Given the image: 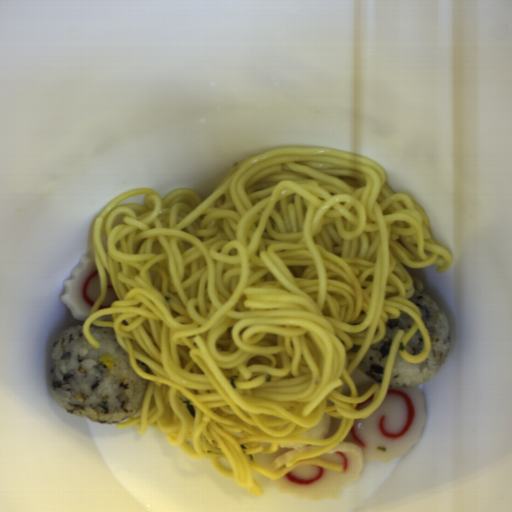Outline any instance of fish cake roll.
<instances>
[{
  "mask_svg": "<svg viewBox=\"0 0 512 512\" xmlns=\"http://www.w3.org/2000/svg\"><path fill=\"white\" fill-rule=\"evenodd\" d=\"M427 417L423 390L387 389L372 414L356 419L337 446L316 457L342 464L341 471L303 464L294 465L280 479L267 478L280 492L295 499L317 503L340 500L343 490L361 479L365 462L390 463L406 455L420 440Z\"/></svg>",
  "mask_w": 512,
  "mask_h": 512,
  "instance_id": "fish-cake-roll-1",
  "label": "fish cake roll"
},
{
  "mask_svg": "<svg viewBox=\"0 0 512 512\" xmlns=\"http://www.w3.org/2000/svg\"><path fill=\"white\" fill-rule=\"evenodd\" d=\"M342 422H343V420L341 418L331 417L330 424H329L331 434L337 433V431L340 429V427L342 425Z\"/></svg>",
  "mask_w": 512,
  "mask_h": 512,
  "instance_id": "fish-cake-roll-5",
  "label": "fish cake roll"
},
{
  "mask_svg": "<svg viewBox=\"0 0 512 512\" xmlns=\"http://www.w3.org/2000/svg\"><path fill=\"white\" fill-rule=\"evenodd\" d=\"M118 297L115 293V290H114V286H113V282H112V279H111V275L110 273L107 272V291H106V296L105 298L103 299V301L101 302V304L99 305V310L101 309H104V308H111V304L114 302V301H118Z\"/></svg>",
  "mask_w": 512,
  "mask_h": 512,
  "instance_id": "fish-cake-roll-4",
  "label": "fish cake roll"
},
{
  "mask_svg": "<svg viewBox=\"0 0 512 512\" xmlns=\"http://www.w3.org/2000/svg\"><path fill=\"white\" fill-rule=\"evenodd\" d=\"M374 397L375 395H371L368 399H366L365 401L359 403L358 405H356L355 407V410H358V411H362L364 410L365 408H367L368 406H370L374 400Z\"/></svg>",
  "mask_w": 512,
  "mask_h": 512,
  "instance_id": "fish-cake-roll-6",
  "label": "fish cake roll"
},
{
  "mask_svg": "<svg viewBox=\"0 0 512 512\" xmlns=\"http://www.w3.org/2000/svg\"><path fill=\"white\" fill-rule=\"evenodd\" d=\"M321 446H307L302 448H296L291 449L285 453H282L278 455L276 458H274L269 464L268 469H271L273 471H277L280 469H284L287 466V463L291 458H294L296 456L302 455V454H308L315 451H319Z\"/></svg>",
  "mask_w": 512,
  "mask_h": 512,
  "instance_id": "fish-cake-roll-3",
  "label": "fish cake roll"
},
{
  "mask_svg": "<svg viewBox=\"0 0 512 512\" xmlns=\"http://www.w3.org/2000/svg\"><path fill=\"white\" fill-rule=\"evenodd\" d=\"M372 385H373V383L370 382V383H366V384L357 386L356 390H357L358 396H362L363 394L368 392L370 390V388L372 387Z\"/></svg>",
  "mask_w": 512,
  "mask_h": 512,
  "instance_id": "fish-cake-roll-7",
  "label": "fish cake roll"
},
{
  "mask_svg": "<svg viewBox=\"0 0 512 512\" xmlns=\"http://www.w3.org/2000/svg\"><path fill=\"white\" fill-rule=\"evenodd\" d=\"M102 280L95 250L81 255L63 284L62 302L76 321H86L101 294Z\"/></svg>",
  "mask_w": 512,
  "mask_h": 512,
  "instance_id": "fish-cake-roll-2",
  "label": "fish cake roll"
}]
</instances>
